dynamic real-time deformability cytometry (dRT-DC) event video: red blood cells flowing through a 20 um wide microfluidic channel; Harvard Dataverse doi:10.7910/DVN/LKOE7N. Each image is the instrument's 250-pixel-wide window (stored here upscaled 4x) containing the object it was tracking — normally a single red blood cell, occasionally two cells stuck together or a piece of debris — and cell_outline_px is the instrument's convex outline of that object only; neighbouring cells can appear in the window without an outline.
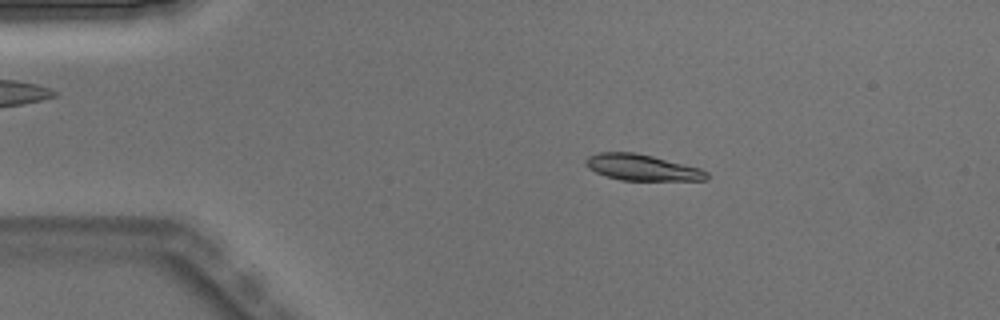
{"species": "Egyptian fruit bat (a non-hibernating species)", "species_latin": "Rousettus aegyptiacus", "temperature_condition": "warm", "stored_images_in_passage": 4, "camera_frame_rate_fps": 3000, "um_per_image_px": 0.085, "animal": {"sex": "male"}, "frame": {"image": 1, "passage_image": 2, "time_ms": 0.333, "image_size_px": [1000, 320], "cell_outline_px": [[708, 180], [620, 180], [596, 172], [588, 168], [584, 164], [584, 160], [588, 156], [596, 152], [636, 152], [700, 168], [708, 172]], "centroid_in_image_um": [54.54, 14.22], "position_along_channel_um": 30.5, "area_um2": 18.38}}
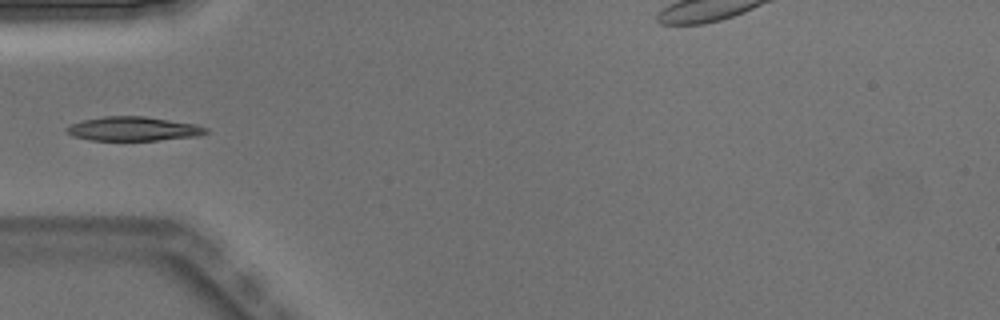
{"frame": {"image": 2, "passage_image": 4, "time_ms": 1.0, "image_size_px": [1000, 320], "cell_outline_px": [[208, 132], [200, 136], [156, 140], [92, 140], [72, 136], [64, 132], [64, 128], [72, 124], [84, 120], [104, 116], [144, 116], [196, 124], [208, 128]], "centroid_in_image_um": [11.33, 10.95], "position_along_channel_um": 73.7, "area_um2": 19.59}}